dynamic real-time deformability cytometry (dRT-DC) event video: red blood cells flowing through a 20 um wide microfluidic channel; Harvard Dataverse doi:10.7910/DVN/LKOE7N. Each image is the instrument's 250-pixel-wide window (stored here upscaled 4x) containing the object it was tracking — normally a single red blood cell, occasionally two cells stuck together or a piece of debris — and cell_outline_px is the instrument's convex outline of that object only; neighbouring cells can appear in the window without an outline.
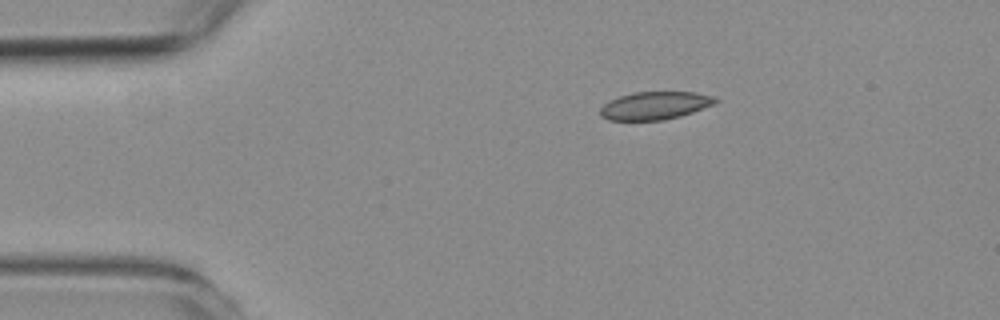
{"species": "common noctule bat (a hibernating species)", "species_latin": "Nyctalus noctula", "temperature_condition": "room temperature", "stored_images_in_passage": 48, "camera_frame_rate_fps": 3000, "um_per_image_px": 0.085, "animal": {"sex": "female", "body_mass_g": 19.3, "forearm_length_mm": 54.1}, "frame": {"image": 1, "passage_image": 1, "time_ms": 0.0, "image_size_px": [1000, 320], "cell_outline_px": [[720, 100], [716, 104], [680, 116], [664, 120], [608, 120], [600, 116], [600, 108], [604, 104], [620, 96], [632, 92], [696, 92], [712, 96]], "centroid_in_image_um": [55.69, 8.97], "position_along_channel_um": 29.3, "area_um2": 18.73}}
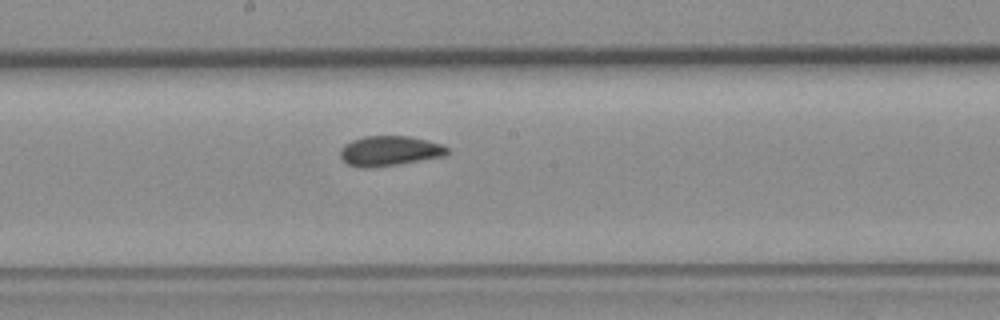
{"frame": {"image": 2, "passage_image": 21, "time_ms": 6.667, "image_size_px": [1000, 320], "cell_outline_px": [[448, 156], [372, 168], [360, 168], [348, 164], [340, 156], [340, 148], [344, 144], [352, 140], [364, 136], [408, 136], [440, 144], [448, 148]], "centroid_in_image_um": [33.09, 12.84], "position_along_channel_um": 215.1, "area_um2": 18.73}}
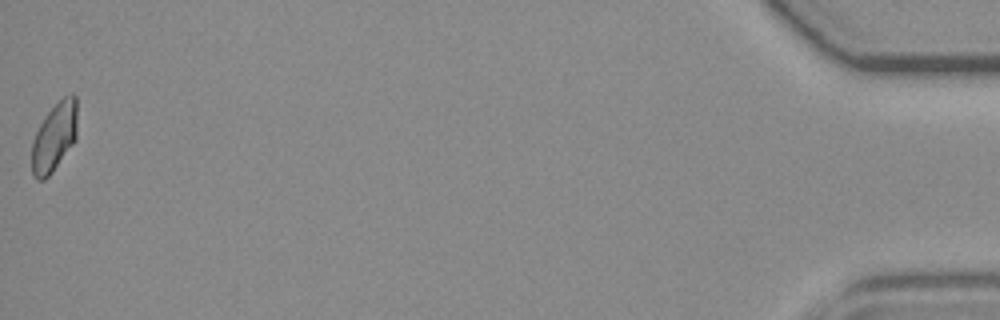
{"frame": {"image": 3, "passage_image": 48, "time_ms": 15.667, "image_size_px": [1000, 320], "cell_outline_px": [[76, 140], [52, 172], [44, 180], [36, 180], [32, 176], [32, 140], [44, 116], [64, 96], [72, 92], [76, 96]], "centroid_in_image_um": [4.61, 11.66], "position_along_channel_um": 430.6, "area_um2": 18.21}, "authors_computed_cell_mechanics": {"area_um2": 18.6694, "velocity_mm_per_s": 3.5679, "shape_relaxation_time_tau1_ms": null, "shape_relaxation_time_tau2_ms": 1.3518, "deformation_change_tau1": null, "deformation_change_tau2": 0.0638}}